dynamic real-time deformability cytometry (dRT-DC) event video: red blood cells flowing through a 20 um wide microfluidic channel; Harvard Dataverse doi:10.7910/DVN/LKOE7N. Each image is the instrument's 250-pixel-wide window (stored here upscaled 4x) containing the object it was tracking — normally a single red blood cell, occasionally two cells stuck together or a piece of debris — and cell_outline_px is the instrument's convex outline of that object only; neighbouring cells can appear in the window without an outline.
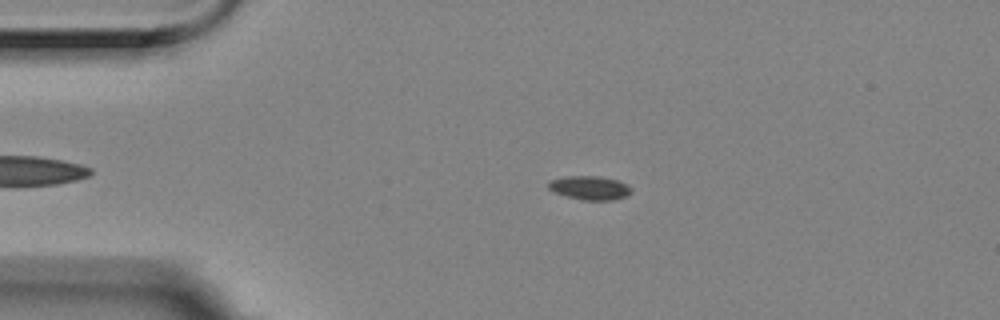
{"species": "Egyptian fruit bat (a non-hibernating species)", "species_latin": "Rousettus aegyptiacus", "temperature_condition": "room temperature", "stored_images_in_passage": 2, "camera_frame_rate_fps": 3000, "um_per_image_px": 0.085, "animal": {"sex": "female"}, "frame": {"image": 1, "passage_image": 1, "time_ms": 0.0, "image_size_px": [1000, 320], "cell_outline_px": [[632, 192], [628, 196], [612, 200], [584, 200], [568, 196], [556, 192], [548, 188], [548, 180], [568, 176], [600, 176], [616, 180], [632, 188]], "centroid_in_image_um": [50.14, 15.96], "position_along_channel_um": 34.9, "area_um2": 11.39}}